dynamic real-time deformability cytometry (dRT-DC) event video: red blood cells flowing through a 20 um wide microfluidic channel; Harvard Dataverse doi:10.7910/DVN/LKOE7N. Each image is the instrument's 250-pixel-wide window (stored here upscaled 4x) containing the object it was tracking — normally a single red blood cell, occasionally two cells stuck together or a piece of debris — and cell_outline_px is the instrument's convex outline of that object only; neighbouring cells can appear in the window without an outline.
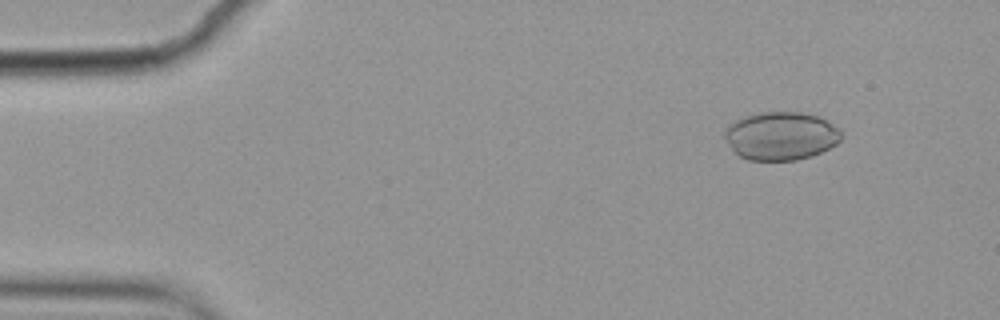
{"species": "common noctule bat (a hibernating species)", "species_latin": "Nyctalus noctula", "temperature_condition": "cold", "stored_images_in_passage": 4, "camera_frame_rate_fps": 3000, "um_per_image_px": 0.085, "animal": {"sex": "female", "body_mass_g": 19.9}, "frame": {"image": 1, "passage_image": 2, "time_ms": 0.333, "image_size_px": [1000, 320], "cell_outline_px": [[844, 136], [836, 144], [812, 156], [796, 160], [748, 160], [740, 156], [732, 148], [724, 136], [724, 128], [728, 124], [744, 116], [764, 112], [800, 112], [816, 116], [828, 120]], "centroid_in_image_um": [66.37, 11.55], "position_along_channel_um": 18.6, "area_um2": 32.66}}